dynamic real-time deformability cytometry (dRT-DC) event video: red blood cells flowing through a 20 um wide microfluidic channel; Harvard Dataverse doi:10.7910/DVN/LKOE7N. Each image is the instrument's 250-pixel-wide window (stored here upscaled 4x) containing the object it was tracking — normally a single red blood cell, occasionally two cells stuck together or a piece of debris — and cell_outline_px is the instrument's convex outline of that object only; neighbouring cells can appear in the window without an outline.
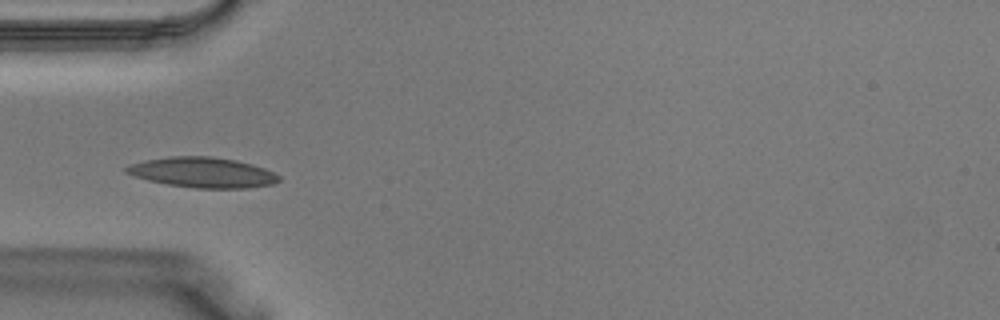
{"species": "Egyptian fruit bat (a non-hibernating species)", "species_latin": "Rousettus aegyptiacus", "temperature_condition": "warm", "stored_images_in_passage": 37, "camera_frame_rate_fps": 3000, "um_per_image_px": 0.085, "animal": {"sex": "male"}, "frame": {"image": 1, "passage_image": 11, "time_ms": 3.333, "image_size_px": [1000, 320], "cell_outline_px": [[280, 180], [272, 184], [248, 188], [196, 188], [168, 184], [148, 180], [124, 172], [124, 168], [132, 164], [144, 160], [172, 156], [208, 156], [236, 160], [252, 164], [264, 168], [280, 176]], "centroid_in_image_um": [17.23, 14.65], "position_along_channel_um": 67.8, "area_um2": 26.7}}
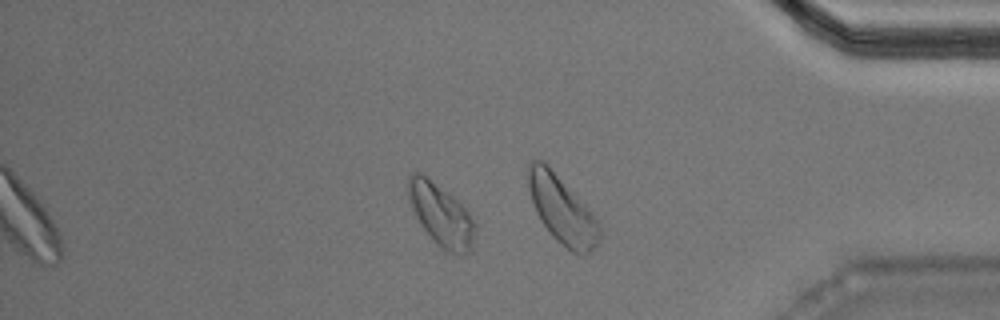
{"frame": {"image": 2, "passage_image": 31, "time_ms": 10.0, "image_size_px": [1000, 320], "cell_outline_px": [[476, 224], [472, 248], [468, 252], [460, 256], [440, 248], [424, 228], [416, 216], [408, 200], [408, 176], [412, 172], [420, 172], [452, 196], [476, 220]], "centroid_in_image_um": [37.5, 18.28], "position_along_channel_um": 397.7, "area_um2": 23.93}}